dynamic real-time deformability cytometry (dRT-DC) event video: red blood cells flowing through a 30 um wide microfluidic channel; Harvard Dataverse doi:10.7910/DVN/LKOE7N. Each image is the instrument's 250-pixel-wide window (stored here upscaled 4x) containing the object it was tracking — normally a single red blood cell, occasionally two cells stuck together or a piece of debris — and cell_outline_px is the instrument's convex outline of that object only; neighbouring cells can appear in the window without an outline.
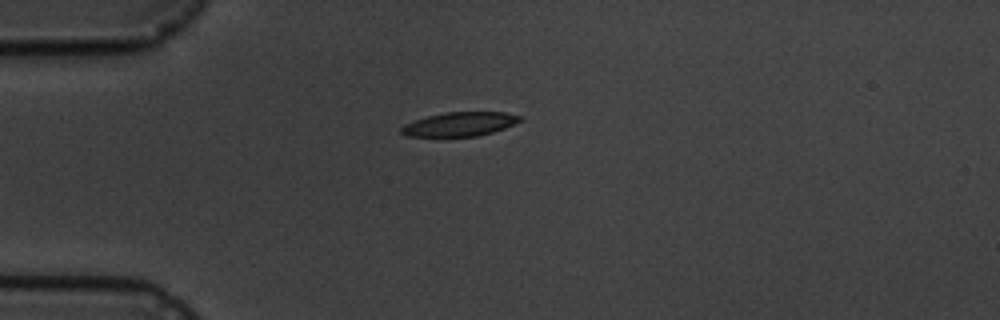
{"species": "common noctule bat (a hibernating species)", "species_latin": "Nyctalus noctula", "temperature_condition": "cold", "stored_images_in_passage": 12, "camera_frame_rate_fps": 3000, "um_per_image_px": 0.085, "animal": {"sex": "male", "body_mass_g": 19.5, "forearm_length_mm": 54.6}, "frame": {"image": 1, "passage_image": 1, "time_ms": 0.0, "image_size_px": [1000, 320], "cell_outline_px": [[524, 120], [504, 128], [492, 132], [476, 136], [408, 136], [400, 132], [400, 128], [404, 124], [428, 116], [444, 112], [504, 112], [524, 116]], "centroid_in_image_um": [39.12, 10.54], "position_along_channel_um": 45.9, "area_um2": 16.59}}
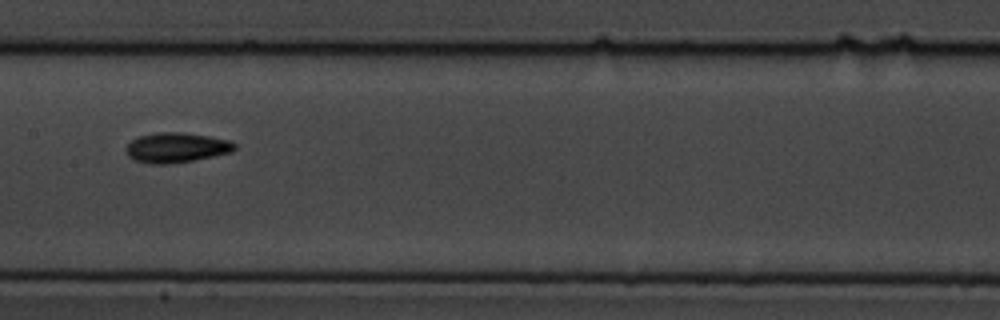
{"frame": {"image": 2, "passage_image": 5, "time_ms": 4.667, "image_size_px": [1000, 320], "cell_outline_px": [[236, 148], [232, 152], [192, 160], [168, 164], [152, 164], [136, 160], [128, 156], [124, 148], [136, 136], [156, 132], [184, 132], [208, 136], [228, 140], [236, 144]], "centroid_in_image_um": [14.96, 12.53], "position_along_channel_um": 192.4, "area_um2": 18.96}}
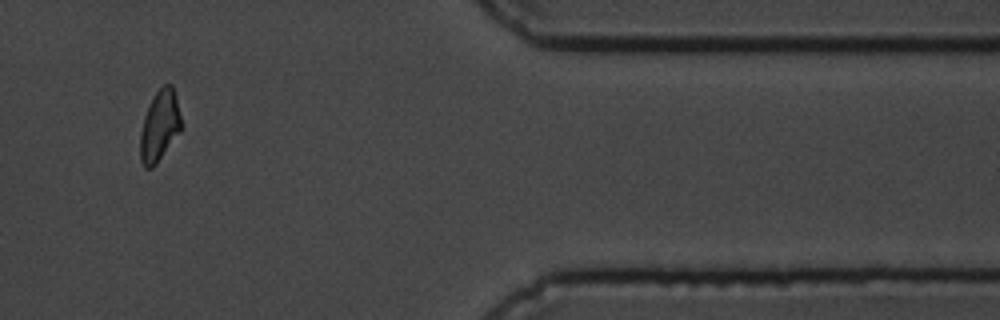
{"frame": {"image": 3, "passage_image": 10, "time_ms": 11.333, "image_size_px": [1000, 320], "cell_outline_px": [[180, 132], [156, 164], [152, 168], [144, 168], [140, 160], [140, 132], [144, 116], [156, 92], [164, 84], [172, 84], [176, 96], [180, 116]], "centroid_in_image_um": [13.55, 10.73], "position_along_channel_um": 397.9, "area_um2": 16.7}, "authors_computed_cell_mechanics": {"area_um2": 16.9932, "velocity_mm_per_s": 3.5545, "shape_relaxation_time_tau1_ms": 2.8303, "shape_relaxation_time_tau2_ms": 3.6144, "deformation_change_tau1": 0.1124, "deformation_change_tau2": 0.096}}